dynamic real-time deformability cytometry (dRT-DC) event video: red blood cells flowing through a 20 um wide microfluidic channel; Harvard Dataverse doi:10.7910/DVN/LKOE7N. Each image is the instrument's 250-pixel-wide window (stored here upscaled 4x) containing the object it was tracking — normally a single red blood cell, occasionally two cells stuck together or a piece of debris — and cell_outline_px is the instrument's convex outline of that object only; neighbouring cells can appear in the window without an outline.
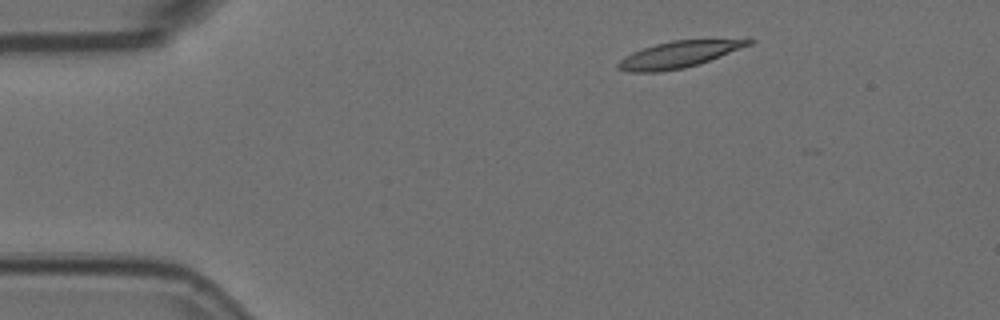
{"species": "Egyptian fruit bat (a non-hibernating species)", "species_latin": "Rousettus aegyptiacus", "temperature_condition": "room temperature", "stored_images_in_passage": 4, "camera_frame_rate_fps": 3000, "um_per_image_px": 0.085, "animal": {"sex": "female"}, "frame": {"image": 1, "passage_image": 2, "time_ms": 0.333, "image_size_px": [1000, 320], "cell_outline_px": [[756, 40], [752, 44], [700, 64], [684, 68], [660, 72], [628, 72], [620, 68], [616, 64], [624, 56], [632, 52], [656, 44], [672, 40], [748, 36], [752, 36]], "centroid_in_image_um": [57.9, 4.57], "position_along_channel_um": 27.1, "area_um2": 21.1}}